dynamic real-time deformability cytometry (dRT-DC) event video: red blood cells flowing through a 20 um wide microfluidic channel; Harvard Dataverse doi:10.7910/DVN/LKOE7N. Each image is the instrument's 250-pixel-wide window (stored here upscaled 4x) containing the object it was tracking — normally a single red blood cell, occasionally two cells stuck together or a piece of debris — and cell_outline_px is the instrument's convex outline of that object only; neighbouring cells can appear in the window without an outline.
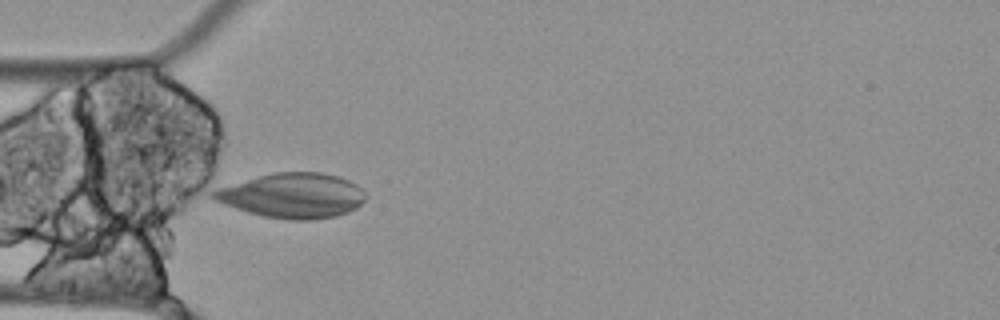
{"species": "Egyptian fruit bat (a non-hibernating species)", "species_latin": "Rousettus aegyptiacus", "temperature_condition": "cold", "stored_images_in_passage": 41, "camera_frame_rate_fps": 3000, "um_per_image_px": 0.085, "animal": {"sex": "female"}, "frame": {"image": 1, "passage_image": 6, "time_ms": 1.667, "image_size_px": [1000, 320], "cell_outline_px": [[368, 196], [356, 208], [348, 212], [336, 216], [312, 220], [288, 220], [264, 216], [248, 212], [224, 204], [208, 196], [208, 192], [216, 188], [260, 176], [276, 172], [320, 172], [336, 176], [348, 180], [356, 184]], "centroid_in_image_um": [24.86, 16.63], "position_along_channel_um": 60.1, "area_um2": 39.71}}
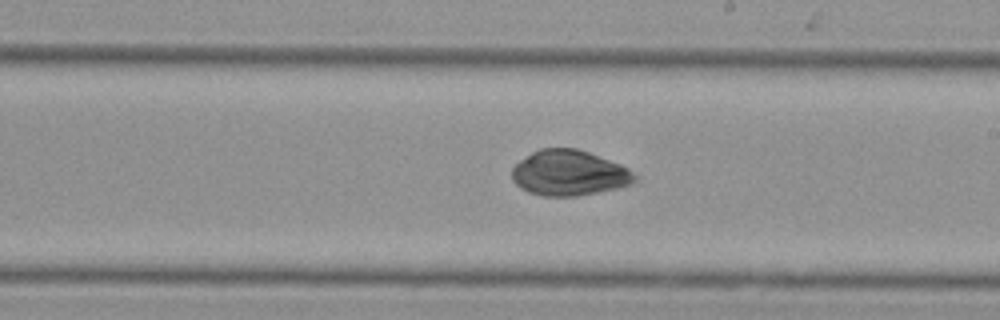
{"frame": {"image": 2, "passage_image": 21, "time_ms": 6.667, "image_size_px": [1000, 320], "cell_outline_px": [[636, 180], [632, 184], [616, 188], [576, 196], [544, 196], [528, 192], [520, 188], [512, 180], [512, 168], [520, 160], [532, 152], [540, 148], [576, 148], [588, 152], [620, 164], [628, 168], [636, 176]], "centroid_in_image_um": [48.35, 14.7], "position_along_channel_um": 240.6, "area_um2": 32.37}}
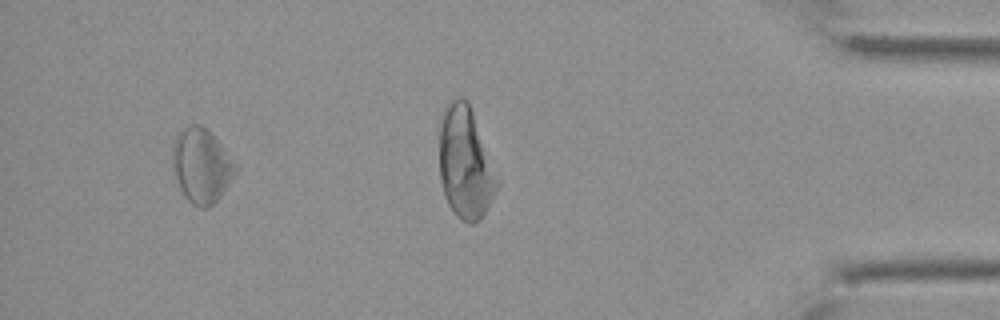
{"frame": {"image": 3, "passage_image": 37, "time_ms": 12.0, "image_size_px": [1000, 320], "cell_outline_px": [[240, 168], [220, 196], [208, 208], [200, 208], [192, 204], [184, 196], [180, 188], [172, 164], [172, 144], [176, 136], [184, 128], [192, 124], [200, 124], [220, 144]], "centroid_in_image_um": [17.12, 14.1], "position_along_channel_um": 418.1, "area_um2": 26.99}}